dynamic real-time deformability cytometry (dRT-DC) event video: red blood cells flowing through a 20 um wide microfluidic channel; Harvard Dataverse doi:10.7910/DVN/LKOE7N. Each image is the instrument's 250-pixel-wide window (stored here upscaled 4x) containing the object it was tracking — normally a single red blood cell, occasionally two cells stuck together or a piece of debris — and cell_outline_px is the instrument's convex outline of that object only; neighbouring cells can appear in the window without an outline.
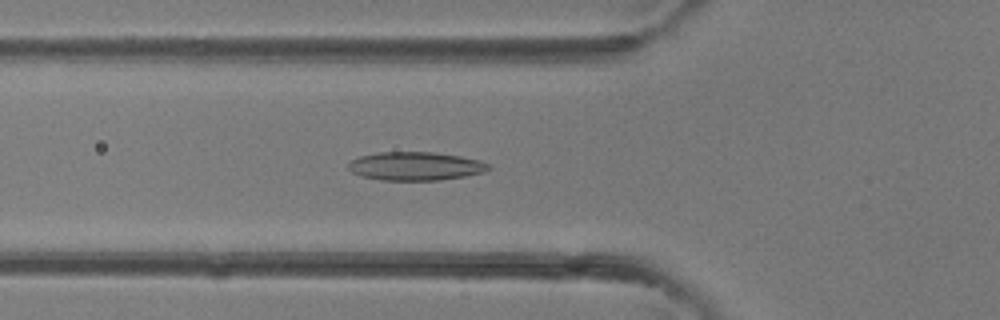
{"species": "common noctule bat (a hibernating species)", "species_latin": "Nyctalus noctula", "temperature_condition": "room temperature", "stored_images_in_passage": 39, "camera_frame_rate_fps": 3000, "um_per_image_px": 0.085, "animal": {"sex": "female"}, "frame": {"image": 1, "passage_image": 14, "time_ms": 4.333, "image_size_px": [1000, 320], "cell_outline_px": [[492, 168], [484, 172], [464, 176], [440, 180], [380, 180], [364, 176], [352, 172], [348, 168], [348, 164], [352, 160], [360, 156], [380, 152], [432, 152], [460, 156], [480, 160], [488, 164]], "centroid_in_image_um": [35.33, 14.12], "position_along_channel_um": 90.5, "area_um2": 23.12}}
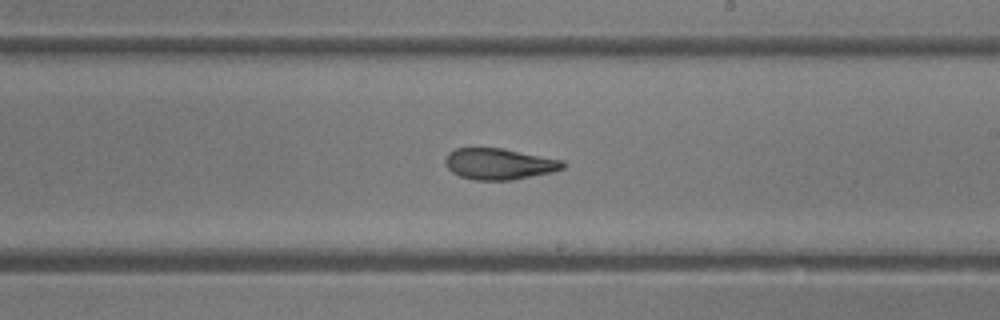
{"frame": {"image": 2, "passage_image": 23, "time_ms": 7.333, "image_size_px": [1000, 320], "cell_outline_px": [[568, 164], [564, 168], [552, 172], [512, 180], [472, 180], [460, 176], [452, 172], [444, 164], [444, 160], [448, 152], [456, 148], [500, 148], [564, 160]], "centroid_in_image_um": [42.43, 13.94], "position_along_channel_um": 246.6, "area_um2": 21.5}}
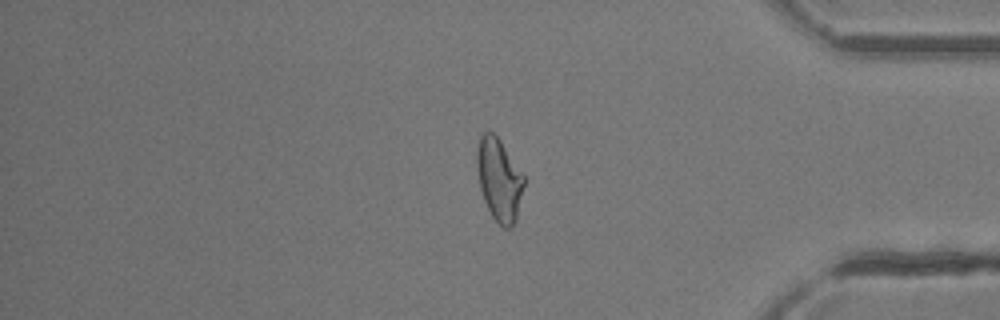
{"frame": {"image": 3, "passage_image": 33, "time_ms": 10.667, "image_size_px": [1000, 320], "cell_outline_px": [[524, 184], [516, 220], [508, 228], [504, 228], [492, 216], [484, 200], [480, 188], [476, 164], [476, 152], [480, 136], [484, 132], [492, 132], [500, 140], [524, 176]], "centroid_in_image_um": [42.41, 15.25], "position_along_channel_um": 392.8, "area_um2": 22.25}}